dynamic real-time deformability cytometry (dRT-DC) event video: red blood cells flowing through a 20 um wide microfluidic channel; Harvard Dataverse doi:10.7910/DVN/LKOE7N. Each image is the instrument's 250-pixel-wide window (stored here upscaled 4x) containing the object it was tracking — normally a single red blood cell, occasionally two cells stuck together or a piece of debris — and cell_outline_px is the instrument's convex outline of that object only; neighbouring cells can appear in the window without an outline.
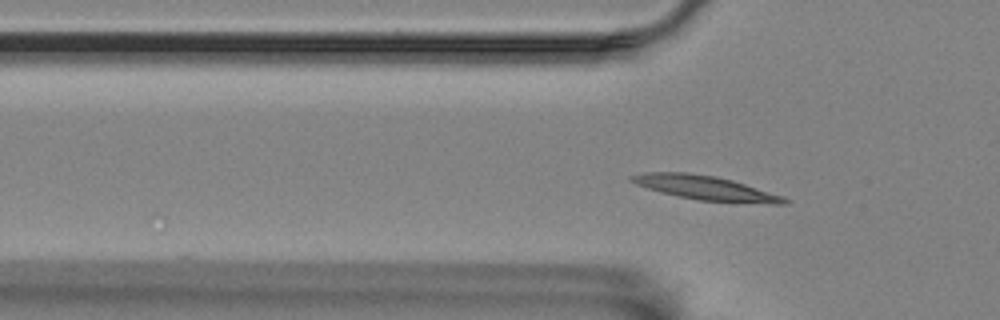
{"species": "Egyptian fruit bat (a non-hibernating species)", "species_latin": "Rousettus aegyptiacus", "temperature_condition": "room temperature", "stored_images_in_passage": 3, "camera_frame_rate_fps": 3000, "um_per_image_px": 0.085, "animal": {"sex": "female"}, "frame": {"image": 1, "passage_image": 3, "time_ms": 2.333, "image_size_px": [1000, 320], "cell_outline_px": [[792, 200], [788, 204], [772, 204], [700, 200], [660, 192], [636, 184], [628, 180], [628, 176], [644, 172], [688, 172], [716, 176], [732, 180], [784, 196]], "centroid_in_image_um": [59.99, 15.96], "position_along_channel_um": 65.8, "area_um2": 21.62}}